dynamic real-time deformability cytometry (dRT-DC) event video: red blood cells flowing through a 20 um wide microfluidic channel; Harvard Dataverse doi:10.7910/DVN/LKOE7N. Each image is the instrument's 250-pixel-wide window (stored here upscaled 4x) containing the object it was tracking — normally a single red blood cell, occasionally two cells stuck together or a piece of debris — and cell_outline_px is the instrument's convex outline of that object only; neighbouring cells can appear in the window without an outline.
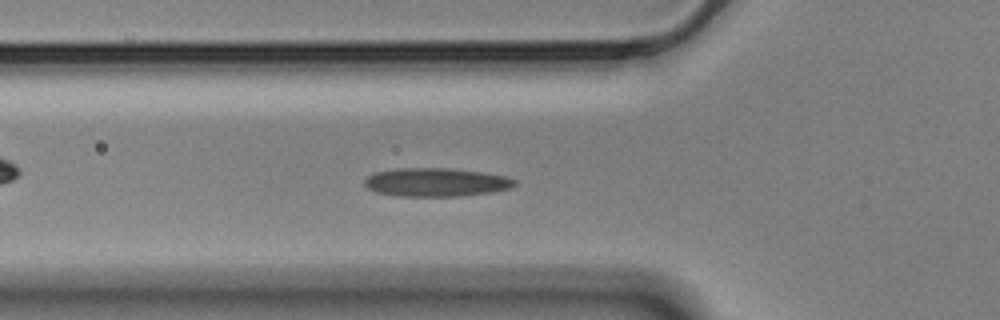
{"species": "Egyptian fruit bat (a non-hibernating species)", "species_latin": "Rousettus aegyptiacus", "temperature_condition": "cold", "stored_images_in_passage": 57, "camera_frame_rate_fps": 3000, "um_per_image_px": 0.085, "animal": {"sex": "male"}, "frame": {"image": 1, "passage_image": 18, "time_ms": 5.667, "image_size_px": [1000, 320], "cell_outline_px": [[516, 184], [508, 188], [492, 192], [460, 196], [400, 196], [376, 192], [368, 188], [364, 184], [364, 180], [368, 176], [376, 172], [396, 168], [448, 168], [480, 172], [504, 176], [516, 180]], "centroid_in_image_um": [37.03, 15.49], "position_along_channel_um": 88.8, "area_um2": 24.74}}
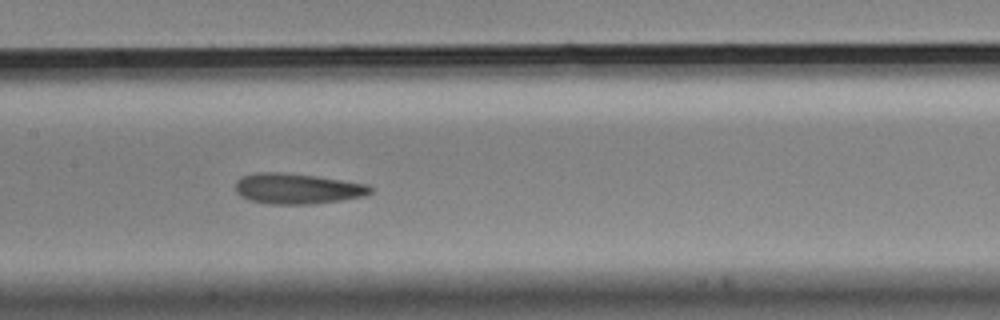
{"frame": {"image": 2, "passage_image": 26, "time_ms": 8.333, "image_size_px": [1000, 320], "cell_outline_px": [[372, 192], [364, 196], [344, 200], [308, 204], [268, 204], [248, 200], [240, 196], [236, 192], [236, 180], [240, 176], [256, 172], [276, 172], [316, 176], [368, 184], [372, 188]], "centroid_in_image_um": [25.24, 16.04], "position_along_channel_um": 182.2, "area_um2": 24.16}}
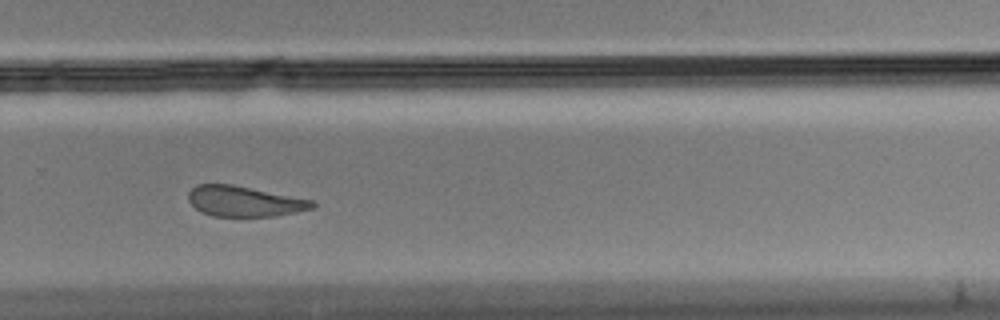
{"frame": {"image": 3, "passage_image": 37, "time_ms": 12.0, "image_size_px": [1000, 320], "cell_outline_px": [[316, 204], [312, 208], [296, 212], [276, 216], [212, 216], [200, 212], [188, 200], [188, 192], [196, 184], [232, 184], [312, 200]], "centroid_in_image_um": [20.73, 17.11], "position_along_channel_um": 309.1, "area_um2": 21.91}, "authors_computed_cell_mechanics": {"area_um2": 24.1604, "velocity_mm_per_s": 3.4751, "shape_relaxation_time_tau1_ms": null, "shape_relaxation_time_tau2_ms": 2.7763, "deformation_change_tau1": null, "deformation_change_tau2": 0.0962}}